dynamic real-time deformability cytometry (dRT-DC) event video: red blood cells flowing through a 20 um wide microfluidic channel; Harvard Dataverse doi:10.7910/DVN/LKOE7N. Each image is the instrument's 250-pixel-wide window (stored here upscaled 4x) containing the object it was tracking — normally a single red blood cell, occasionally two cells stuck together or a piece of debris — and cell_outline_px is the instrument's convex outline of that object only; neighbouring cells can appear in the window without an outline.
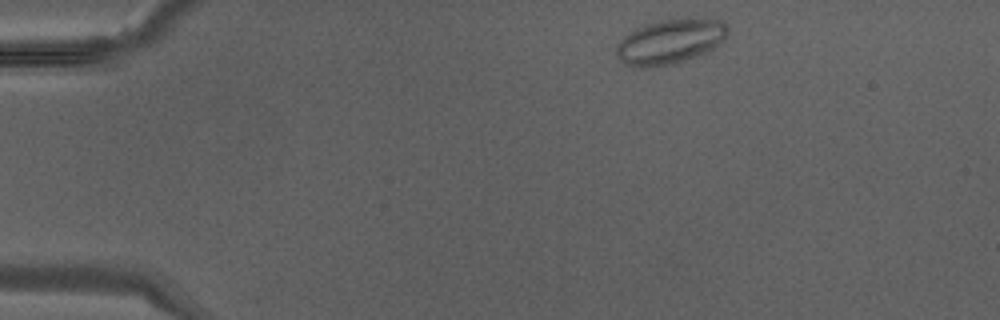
{"species": "Egyptian fruit bat (a non-hibernating species)", "species_latin": "Rousettus aegyptiacus", "temperature_condition": "warm", "stored_images_in_passage": 34, "camera_frame_rate_fps": 3000, "um_per_image_px": 0.085, "animal": {"sex": "male"}, "frame": {"image": 1, "passage_image": 1, "time_ms": 0.0, "image_size_px": [1000, 320], "cell_outline_px": [[728, 36], [724, 40], [708, 52], [676, 64], [644, 68], [632, 68], [624, 64], [616, 56], [616, 44], [628, 32], [644, 24], [660, 20], [680, 16], [700, 16], [720, 20], [728, 24]], "centroid_in_image_um": [56.99, 3.5], "position_along_channel_um": 28.0, "area_um2": 30.4}}
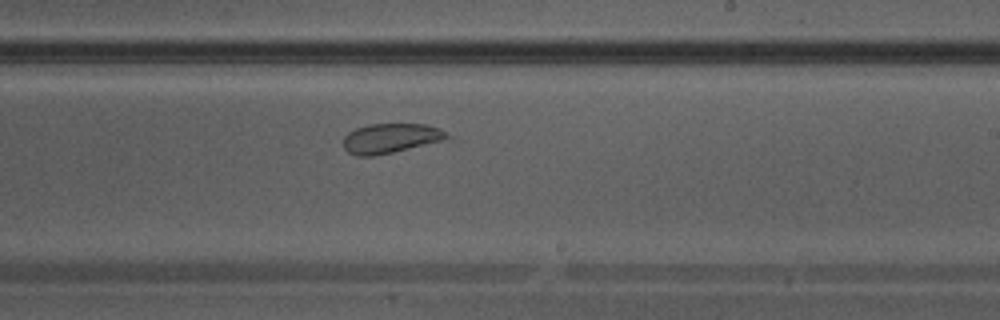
{"frame": {"image": 2, "passage_image": 19, "time_ms": 6.0, "image_size_px": [1000, 320], "cell_outline_px": [[460, 140], [372, 156], [356, 156], [348, 152], [344, 148], [344, 136], [348, 132], [356, 128], [368, 124], [424, 124], [440, 128]], "centroid_in_image_um": [33.41, 11.77], "position_along_channel_um": 255.6, "area_um2": 18.96}}